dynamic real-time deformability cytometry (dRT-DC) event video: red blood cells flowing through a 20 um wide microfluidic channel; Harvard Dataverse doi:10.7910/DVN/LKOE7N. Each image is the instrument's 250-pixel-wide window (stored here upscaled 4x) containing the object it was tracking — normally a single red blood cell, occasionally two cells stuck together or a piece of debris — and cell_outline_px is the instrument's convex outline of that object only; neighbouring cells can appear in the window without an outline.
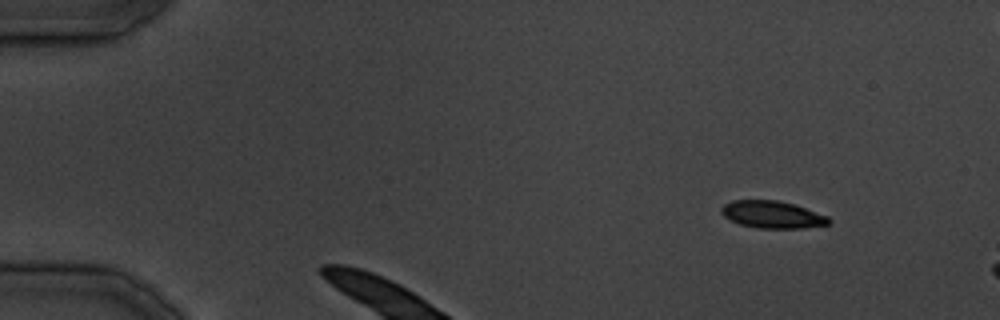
{"species": "common noctule bat (a hibernating species)", "species_latin": "Nyctalus noctula", "temperature_condition": "cold", "stored_images_in_passage": 13, "camera_frame_rate_fps": 3000, "um_per_image_px": 0.085, "animal": {"sex": "male", "body_mass_g": 19.5, "forearm_length_mm": 54.6}, "frame": {"image": 1, "passage_image": 1, "time_ms": 0.0, "image_size_px": [1000, 320], "cell_outline_px": [[832, 220], [828, 224], [804, 228], [760, 228], [740, 224], [724, 216], [720, 212], [720, 208], [724, 204], [732, 200], [776, 200], [796, 204], [828, 216]], "centroid_in_image_um": [65.66, 18.23], "position_along_channel_um": 19.3, "area_um2": 17.11}}